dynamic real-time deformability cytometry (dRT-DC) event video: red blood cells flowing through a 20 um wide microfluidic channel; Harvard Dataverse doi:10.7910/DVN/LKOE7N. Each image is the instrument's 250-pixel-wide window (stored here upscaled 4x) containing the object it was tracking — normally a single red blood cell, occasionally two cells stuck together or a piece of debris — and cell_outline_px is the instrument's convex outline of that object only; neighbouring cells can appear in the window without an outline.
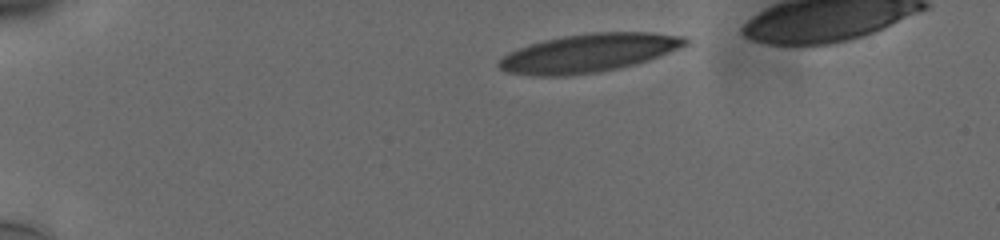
{"species": "human", "species_latin": "Homo sapiens", "temperature_condition": "cold", "stored_images_in_passage": 7, "camera_frame_rate_fps": 3000, "um_per_image_px": 0.085, "donor": {"sex": "male"}, "frame": {"image": 1, "passage_image": 1, "time_ms": 0.0, "image_size_px": [1000, 240], "cell_outline_px": [[688, 44], [680, 48], [648, 60], [636, 64], [620, 68], [596, 72], [568, 76], [536, 76], [508, 72], [500, 68], [496, 64], [496, 60], [520, 48], [544, 40], [564, 36], [592, 32], [652, 32], [684, 36], [688, 40]], "centroid_in_image_um": [50.07, 4.51], "position_along_channel_um": 34.9, "area_um2": 41.56}}